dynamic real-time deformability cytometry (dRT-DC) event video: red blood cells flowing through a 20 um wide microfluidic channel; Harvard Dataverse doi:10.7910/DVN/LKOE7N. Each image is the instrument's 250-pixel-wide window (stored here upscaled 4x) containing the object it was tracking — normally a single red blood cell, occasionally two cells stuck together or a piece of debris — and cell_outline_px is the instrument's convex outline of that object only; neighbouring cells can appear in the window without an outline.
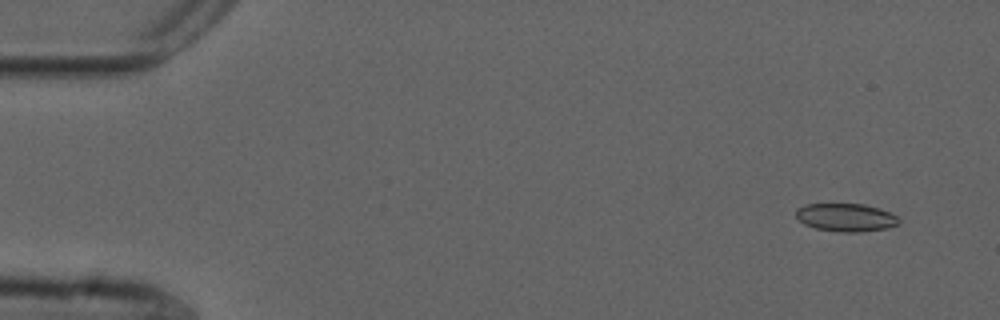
{"species": "common noctule bat (a hibernating species)", "species_latin": "Nyctalus noctula", "temperature_condition": "cold", "stored_images_in_passage": 55, "camera_frame_rate_fps": 3000, "um_per_image_px": 0.085, "animal": {"sex": "male", "forearm_length_mm": 52.5}, "frame": {"image": 1, "passage_image": 4, "time_ms": 1.0, "image_size_px": [1000, 320], "cell_outline_px": [[900, 224], [888, 228], [860, 232], [840, 232], [816, 228], [804, 224], [796, 216], [796, 208], [804, 204], [864, 204], [880, 208], [896, 216], [900, 220]], "centroid_in_image_um": [71.91, 18.48], "position_along_channel_um": 13.1, "area_um2": 16.88}}
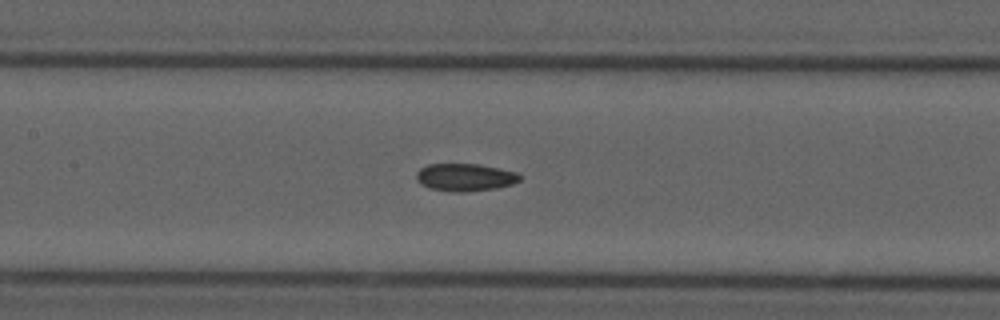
{"frame": {"image": 2, "passage_image": 26, "time_ms": 8.333, "image_size_px": [1000, 320], "cell_outline_px": [[520, 180], [512, 184], [496, 188], [464, 192], [456, 192], [432, 188], [420, 184], [416, 180], [416, 172], [420, 168], [428, 164], [480, 164], [516, 172], [520, 176]], "centroid_in_image_um": [39.51, 15.06], "position_along_channel_um": 167.9, "area_um2": 16.53}}
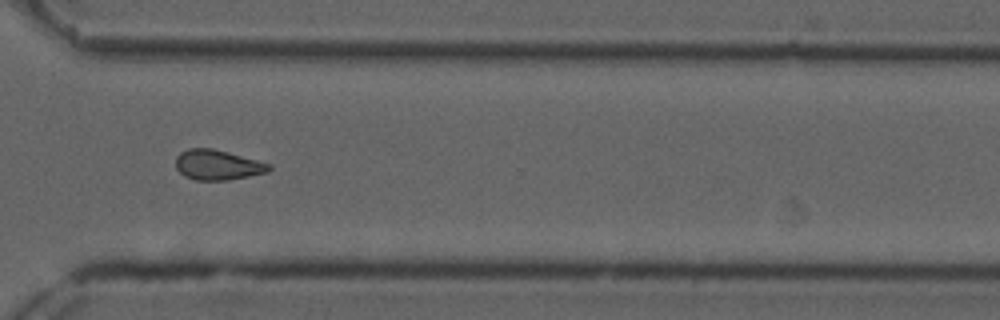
{"frame": {"image": 3, "passage_image": 41, "time_ms": 13.333, "image_size_px": [1000, 320], "cell_outline_px": [[272, 168], [268, 172], [228, 180], [196, 180], [184, 176], [176, 168], [176, 156], [180, 152], [188, 148], [212, 148], [228, 152], [272, 164]], "centroid_in_image_um": [18.49, 14.01], "position_along_channel_um": 352.1, "area_um2": 16.42}, "authors_computed_cell_mechanics": {"area_um2": 16.5308, "velocity_mm_per_s": 3.6871, "shape_relaxation_time_tau1_ms": null, "shape_relaxation_time_tau2_ms": 6.7599, "deformation_change_tau1": null, "deformation_change_tau2": 0.1359}}